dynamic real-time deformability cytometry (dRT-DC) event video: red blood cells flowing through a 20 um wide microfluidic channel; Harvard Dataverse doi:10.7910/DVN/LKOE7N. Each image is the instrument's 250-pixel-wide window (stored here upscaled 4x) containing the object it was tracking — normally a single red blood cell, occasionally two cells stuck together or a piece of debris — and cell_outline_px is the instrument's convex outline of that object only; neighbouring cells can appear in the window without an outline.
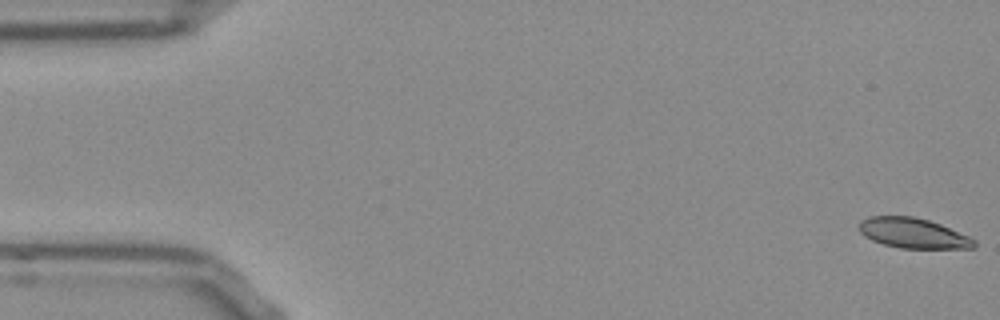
{"species": "Egyptian fruit bat (a non-hibernating species)", "species_latin": "Rousettus aegyptiacus", "temperature_condition": "room temperature", "stored_images_in_passage": 54, "camera_frame_rate_fps": 3000, "um_per_image_px": 0.085, "frame": {"image": 1, "passage_image": 1, "time_ms": 0.0, "image_size_px": [1000, 320], "cell_outline_px": [[976, 244], [972, 248], [900, 248], [884, 244], [872, 240], [864, 236], [860, 232], [860, 220], [868, 216], [912, 216], [928, 220], [940, 224], [968, 236], [976, 240]], "centroid_in_image_um": [77.59, 19.81], "position_along_channel_um": 7.4, "area_um2": 20.06}}
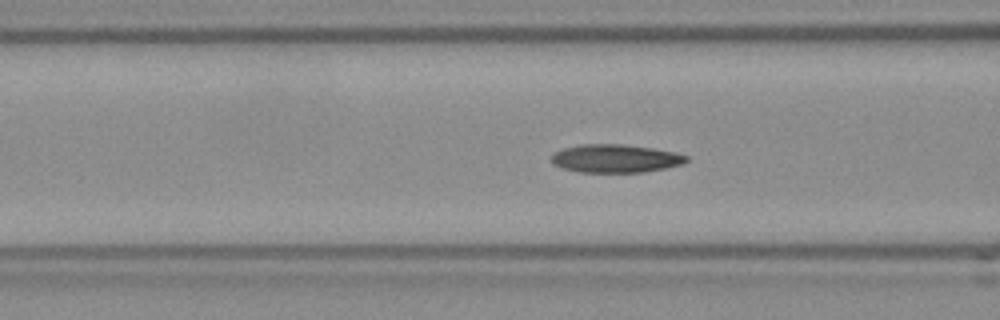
{"frame": {"image": 2, "passage_image": 20, "time_ms": 6.333, "image_size_px": [1000, 320], "cell_outline_px": [[688, 160], [684, 164], [644, 172], [580, 172], [564, 168], [552, 164], [552, 156], [556, 152], [564, 148], [584, 144], [620, 144], [652, 148], [676, 152], [688, 156]], "centroid_in_image_um": [52.35, 13.47], "position_along_channel_um": 114.2, "area_um2": 22.02}}
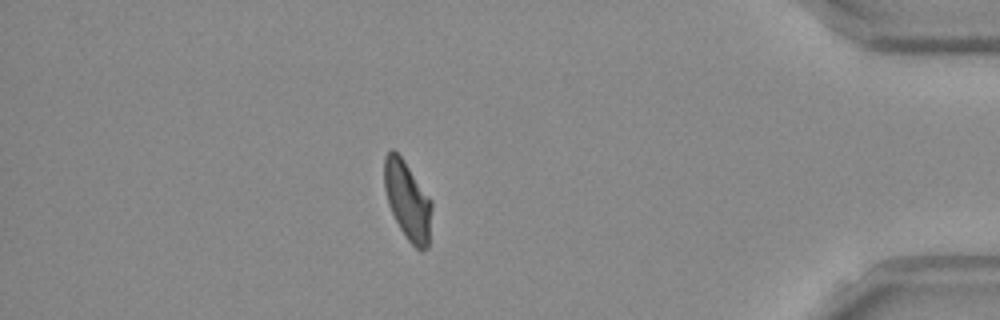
{"frame": {"image": 3, "passage_image": 46, "time_ms": 15.0, "image_size_px": [1000, 320], "cell_outline_px": [[432, 208], [428, 248], [420, 252], [408, 240], [400, 228], [388, 204], [384, 188], [384, 156], [392, 148], [404, 160], [432, 200]], "centroid_in_image_um": [34.65, 17.05], "position_along_channel_um": 400.6, "area_um2": 21.73}, "authors_computed_cell_mechanics": {"area_um2": 21.7039, "velocity_mm_per_s": 3.822, "shape_relaxation_time_tau1_ms": 10.3585, "shape_relaxation_time_tau2_ms": 3.0365, "deformation_change_tau1": 0.2094, "deformation_change_tau2": 0.0866}}